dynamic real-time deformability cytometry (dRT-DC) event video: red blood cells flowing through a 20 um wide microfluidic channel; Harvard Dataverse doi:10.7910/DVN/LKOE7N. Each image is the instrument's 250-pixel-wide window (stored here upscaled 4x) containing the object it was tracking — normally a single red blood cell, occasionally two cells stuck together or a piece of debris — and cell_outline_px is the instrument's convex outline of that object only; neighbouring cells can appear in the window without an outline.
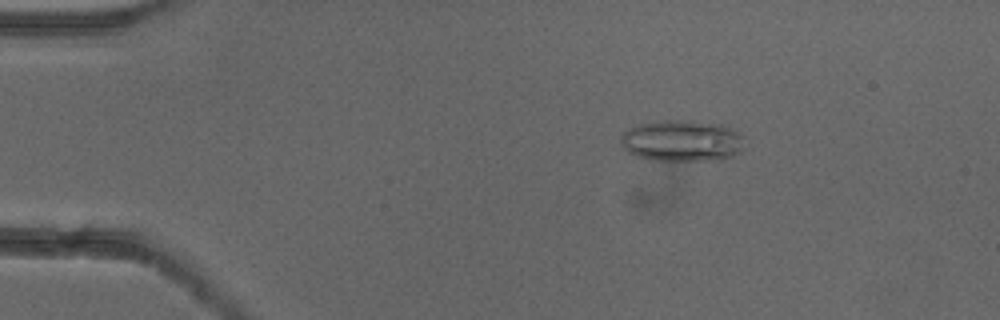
{"species": "common noctule bat (a hibernating species)", "species_latin": "Nyctalus noctula", "temperature_condition": "cold", "stored_images_in_passage": 53, "camera_frame_rate_fps": 3000, "um_per_image_px": 0.085, "animal": {"sex": "female"}, "frame": {"image": 1, "passage_image": 9, "time_ms": 2.667, "image_size_px": [1000, 320], "cell_outline_px": [[740, 152], [732, 156], [720, 160], [656, 160], [636, 156], [628, 152], [620, 144], [620, 136], [628, 128], [636, 124], [652, 120], [684, 120], [720, 124], [740, 132]], "centroid_in_image_um": [57.88, 11.95], "position_along_channel_um": 27.1, "area_um2": 29.88}}
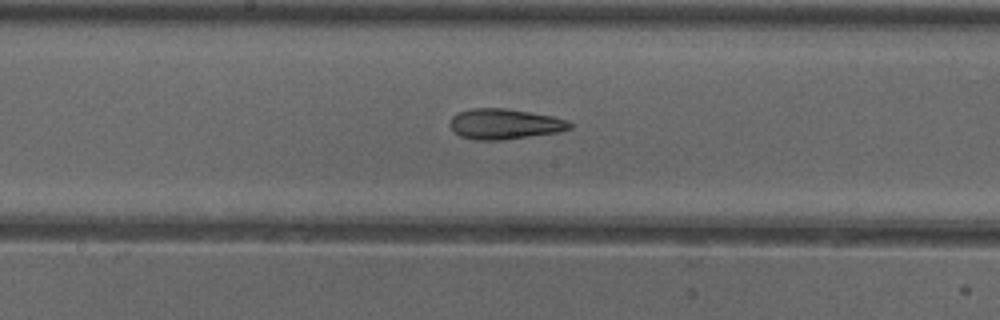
{"frame": {"image": 2, "passage_image": 28, "time_ms": 9.0, "image_size_px": [1000, 320], "cell_outline_px": [[572, 128], [560, 132], [504, 140], [476, 140], [460, 136], [448, 124], [452, 116], [456, 112], [472, 108], [508, 108], [552, 116], [568, 120], [572, 124]], "centroid_in_image_um": [42.89, 10.54], "position_along_channel_um": 205.3, "area_um2": 21.5}}
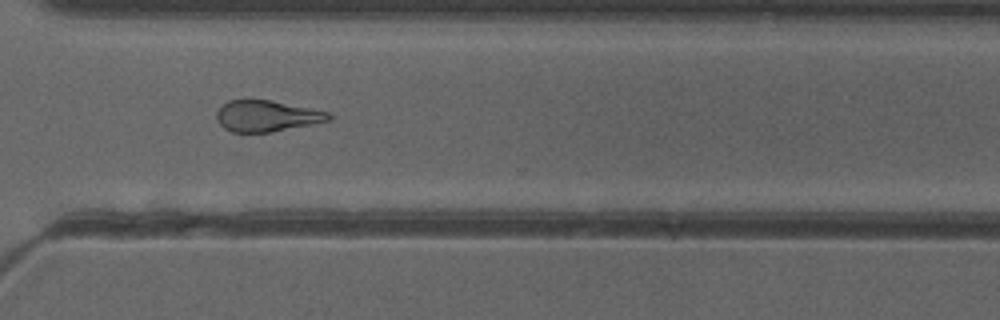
{"frame": {"image": 3, "passage_image": 39, "time_ms": 12.667, "image_size_px": [1000, 320], "cell_outline_px": [[332, 120], [272, 132], [232, 132], [224, 128], [216, 120], [216, 112], [228, 100], [272, 100], [312, 108], [328, 112], [332, 116]], "centroid_in_image_um": [22.69, 9.86], "position_along_channel_um": 347.9, "area_um2": 20.4}, "authors_computed_cell_mechanics": {"area_um2": 22.1374, "velocity_mm_per_s": 3.9077, "shape_relaxation_time_tau1_ms": 5.2736, "shape_relaxation_time_tau2_ms": 3.6958, "deformation_change_tau1": 0.1541, "deformation_change_tau2": 0.1289}}